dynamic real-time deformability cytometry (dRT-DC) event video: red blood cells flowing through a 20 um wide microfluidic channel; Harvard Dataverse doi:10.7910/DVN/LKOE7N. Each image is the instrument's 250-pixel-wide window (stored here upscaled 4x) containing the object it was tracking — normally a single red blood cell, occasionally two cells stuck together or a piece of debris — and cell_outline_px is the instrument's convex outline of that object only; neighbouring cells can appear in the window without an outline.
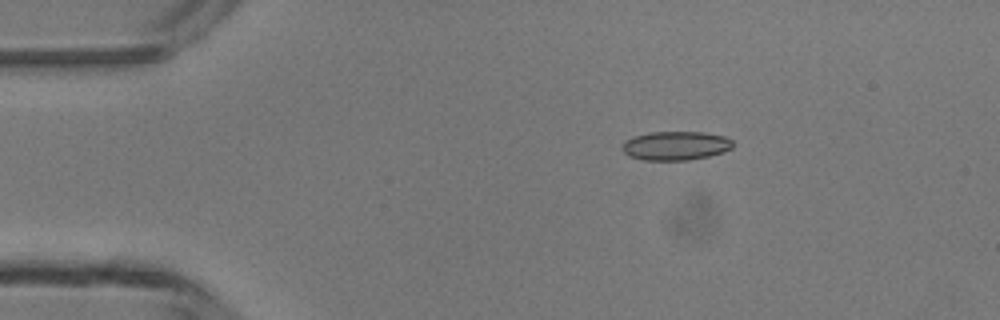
{"species": "common noctule bat (a hibernating species)", "species_latin": "Nyctalus noctula", "temperature_condition": "room temperature", "stored_images_in_passage": 2, "camera_frame_rate_fps": 3000, "um_per_image_px": 0.085, "animal": {"sex": "male", "body_mass_g": 13.3}, "frame": {"image": 1, "passage_image": 1, "time_ms": 0.0, "image_size_px": [1000, 320], "cell_outline_px": [[736, 144], [732, 148], [724, 152], [708, 156], [688, 160], [644, 160], [628, 156], [620, 148], [624, 140], [632, 136], [652, 132], [704, 132], [724, 136], [732, 140]], "centroid_in_image_um": [57.42, 12.38], "position_along_channel_um": 27.6, "area_um2": 18.9}}